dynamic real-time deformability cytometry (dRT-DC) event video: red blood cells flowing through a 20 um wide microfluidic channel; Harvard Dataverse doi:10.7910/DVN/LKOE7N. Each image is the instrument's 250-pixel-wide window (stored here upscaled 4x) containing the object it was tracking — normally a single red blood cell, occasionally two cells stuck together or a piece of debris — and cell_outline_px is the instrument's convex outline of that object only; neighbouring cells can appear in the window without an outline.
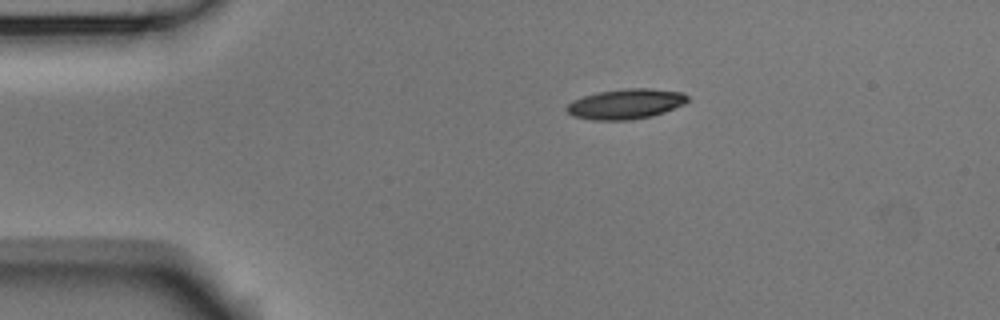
{"species": "Egyptian fruit bat (a non-hibernating species)", "species_latin": "Rousettus aegyptiacus", "temperature_condition": "room temperature", "stored_images_in_passage": 44, "camera_frame_rate_fps": 3000, "um_per_image_px": 0.085, "animal": {"sex": "male"}, "frame": {"image": 1, "passage_image": 1, "time_ms": 0.0, "image_size_px": [1000, 320], "cell_outline_px": [[688, 100], [684, 104], [664, 112], [652, 116], [628, 120], [592, 120], [572, 116], [564, 108], [572, 100], [584, 96], [600, 92], [624, 88], [648, 88], [684, 92], [688, 96]], "centroid_in_image_um": [53.18, 8.83], "position_along_channel_um": 31.8, "area_um2": 21.27}}
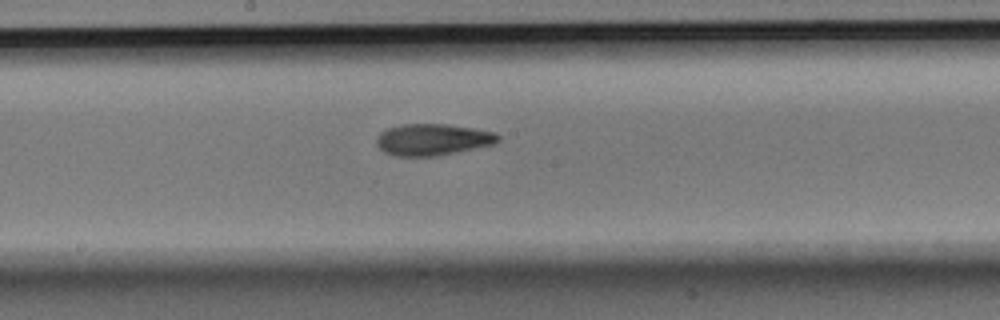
{"frame": {"image": 2, "passage_image": 19, "time_ms": 6.0, "image_size_px": [1000, 320], "cell_outline_px": [[500, 140], [492, 144], [436, 156], [396, 156], [384, 152], [376, 144], [376, 140], [380, 132], [388, 128], [400, 124], [444, 124], [472, 128], [492, 132], [500, 136]], "centroid_in_image_um": [36.72, 11.86], "position_along_channel_um": 211.5, "area_um2": 22.08}}
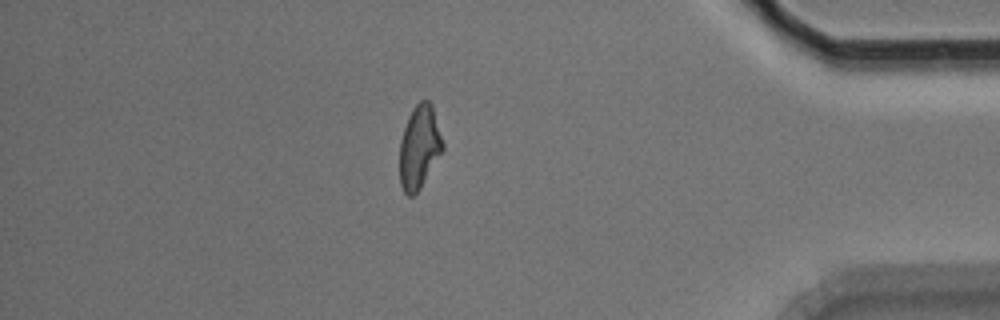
{"frame": {"image": 3, "passage_image": 37, "time_ms": 12.0, "image_size_px": [1000, 320], "cell_outline_px": [[444, 148], [420, 188], [412, 196], [408, 196], [404, 192], [400, 184], [400, 140], [408, 116], [412, 108], [420, 100], [428, 100], [432, 104], [444, 144]], "centroid_in_image_um": [35.64, 12.47], "position_along_channel_um": 399.6, "area_um2": 20.81}, "authors_computed_cell_mechanics": {"area_um2": 21.6461, "velocity_mm_per_s": 3.749, "shape_relaxation_time_tau1_ms": 7.3749, "shape_relaxation_time_tau2_ms": 4.5673, "deformation_change_tau1": 0.1989, "deformation_change_tau2": 0.1328}}